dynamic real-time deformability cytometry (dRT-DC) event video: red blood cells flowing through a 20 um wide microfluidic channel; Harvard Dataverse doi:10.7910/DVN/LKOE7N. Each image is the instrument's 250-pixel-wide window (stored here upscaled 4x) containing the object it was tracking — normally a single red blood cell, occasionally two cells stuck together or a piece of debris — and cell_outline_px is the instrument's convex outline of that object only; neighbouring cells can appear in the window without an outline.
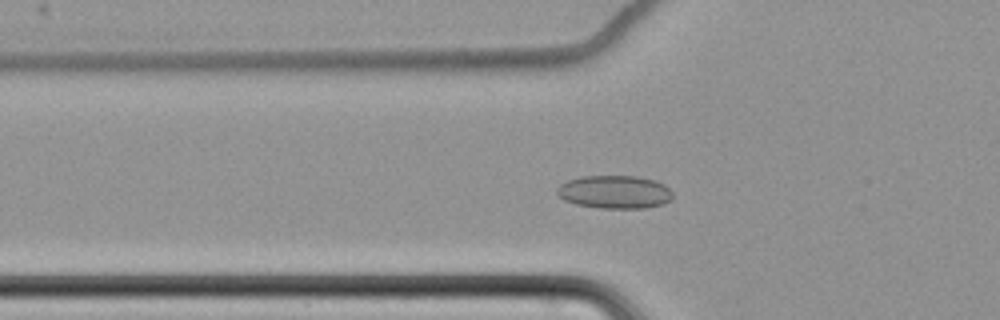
{"species": "common noctule bat (a hibernating species)", "species_latin": "Nyctalus noctula", "temperature_condition": "cold", "stored_images_in_passage": 63, "camera_frame_rate_fps": 3000, "um_per_image_px": 0.085, "animal": {"sex": "female", "body_mass_g": 22.7, "forearm_length_mm": 54.2}, "frame": {"image": 1, "passage_image": 24, "time_ms": 7.667, "image_size_px": [1000, 320], "cell_outline_px": [[672, 200], [664, 204], [644, 208], [600, 208], [576, 204], [564, 200], [556, 192], [556, 188], [560, 184], [568, 180], [584, 176], [636, 176], [652, 180], [664, 184], [672, 192]], "centroid_in_image_um": [52.25, 16.32], "position_along_channel_um": 73.6, "area_um2": 22.31}}
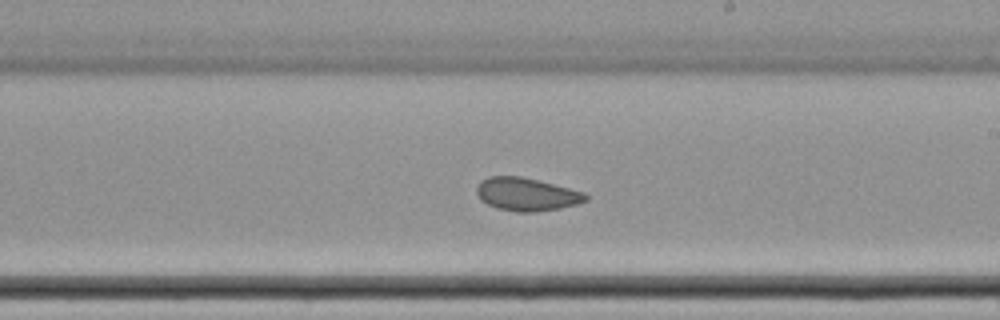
{"frame": {"image": 2, "passage_image": 39, "time_ms": 12.667, "image_size_px": [1000, 320], "cell_outline_px": [[588, 200], [576, 204], [560, 208], [536, 212], [516, 212], [496, 208], [480, 200], [476, 192], [476, 184], [480, 180], [488, 176], [520, 176], [584, 192], [588, 196]], "centroid_in_image_um": [44.71, 16.52], "position_along_channel_um": 244.3, "area_um2": 21.04}}
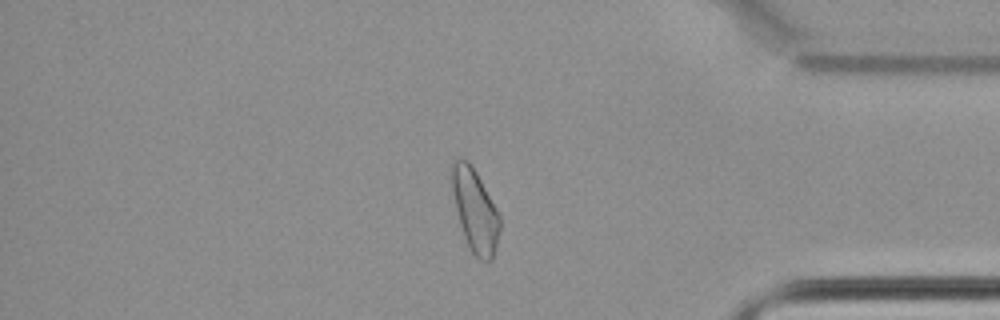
{"frame": {"image": 3, "passage_image": 54, "time_ms": 17.667, "image_size_px": [1000, 320], "cell_outline_px": [[500, 228], [492, 260], [480, 260], [472, 252], [464, 236], [460, 224], [456, 208], [452, 188], [452, 160], [468, 160], [476, 172], [496, 208], [500, 216]], "centroid_in_image_um": [40.38, 17.89], "position_along_channel_um": 394.8, "area_um2": 22.48}, "authors_computed_cell_mechanics": {"area_um2": 22.4842, "velocity_mm_per_s": 3.4544, "shape_relaxation_time_tau1_ms": null, "shape_relaxation_time_tau2_ms": 3.3834, "deformation_change_tau1": null, "deformation_change_tau2": 0.0802}}